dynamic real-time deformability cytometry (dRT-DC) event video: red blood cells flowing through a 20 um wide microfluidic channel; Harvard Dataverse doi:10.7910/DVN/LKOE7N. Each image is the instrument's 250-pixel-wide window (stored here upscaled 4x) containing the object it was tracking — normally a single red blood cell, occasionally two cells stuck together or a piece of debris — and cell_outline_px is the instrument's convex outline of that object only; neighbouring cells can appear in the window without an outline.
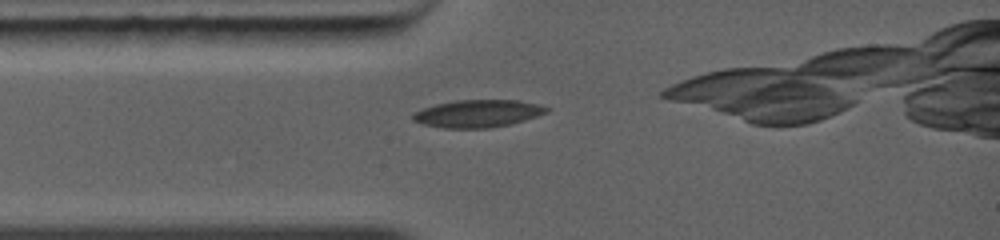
{"species": "common noctule bat (a hibernating species)", "species_latin": "Nyctalus noctula", "temperature_condition": "warm", "stored_images_in_passage": 1, "camera_frame_rate_fps": 5000, "um_per_image_px": 0.085, "animal": {"sex": "female", "body_mass_g": 19.0, "forearm_length_mm": 56.7}, "frame": {"image": 1, "passage_image": 1, "time_ms": 0.0, "image_size_px": [1000, 240], "cell_outline_px": [[552, 108], [548, 112], [512, 124], [488, 128], [444, 128], [424, 124], [412, 120], [412, 116], [416, 112], [424, 108], [436, 104], [456, 100], [520, 100]], "centroid_in_image_um": [40.65, 9.65], "position_along_channel_um": 44.4, "area_um2": 21.33}}